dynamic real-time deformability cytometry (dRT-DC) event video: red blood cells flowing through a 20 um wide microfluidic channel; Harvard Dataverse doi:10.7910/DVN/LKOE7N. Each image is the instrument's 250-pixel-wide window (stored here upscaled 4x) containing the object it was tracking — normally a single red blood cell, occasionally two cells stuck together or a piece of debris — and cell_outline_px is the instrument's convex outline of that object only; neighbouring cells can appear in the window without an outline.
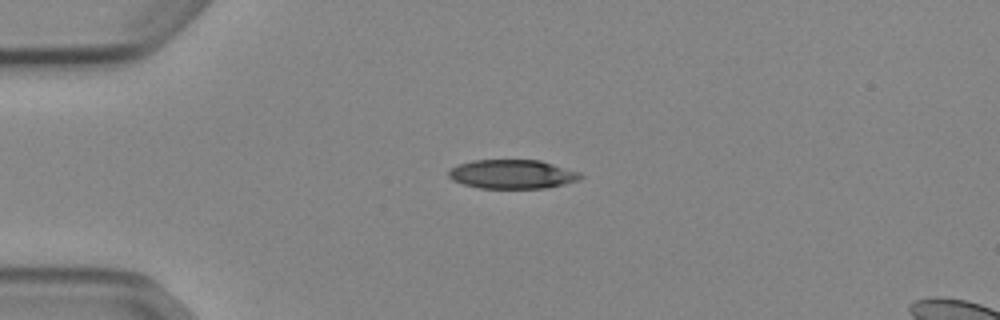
{"species": "Egyptian fruit bat (a non-hibernating species)", "species_latin": "Rousettus aegyptiacus", "temperature_condition": "cold", "stored_images_in_passage": 40, "camera_frame_rate_fps": 3000, "um_per_image_px": 0.085, "animal": {"sex": "female"}, "frame": {"image": 1, "passage_image": 1, "time_ms": 0.0, "image_size_px": [1000, 320], "cell_outline_px": [[584, 176], [580, 180], [564, 184], [544, 188], [480, 188], [464, 184], [452, 180], [448, 176], [448, 172], [456, 164], [472, 160], [540, 160], [580, 172]], "centroid_in_image_um": [43.55, 14.8], "position_along_channel_um": 41.5, "area_um2": 22.37}}
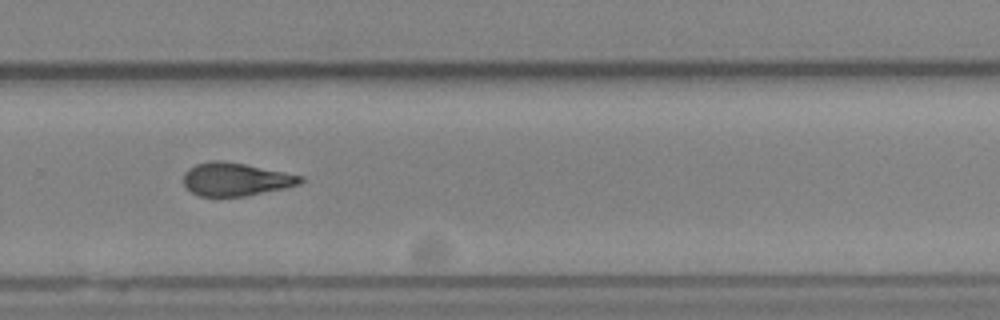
{"frame": {"image": 2, "passage_image": 24, "time_ms": 7.667, "image_size_px": [1000, 320], "cell_outline_px": [[304, 180], [300, 184], [284, 188], [244, 196], [200, 196], [192, 192], [184, 184], [184, 172], [188, 168], [196, 164], [212, 160], [220, 160], [244, 164], [304, 176]], "centroid_in_image_um": [20.03, 15.23], "position_along_channel_um": 309.8, "area_um2": 22.37}}
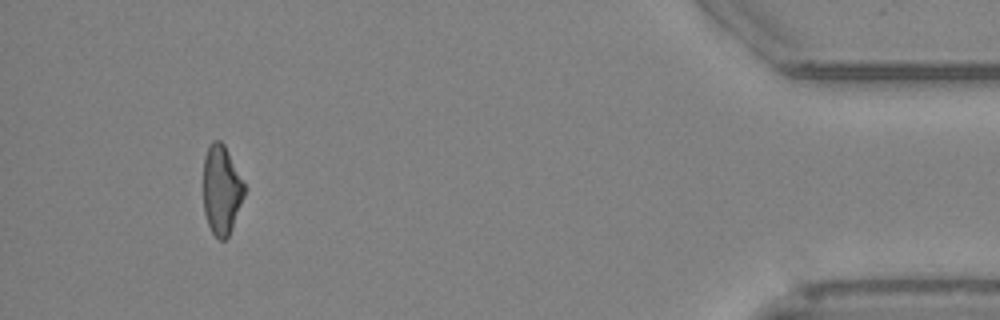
{"frame": {"image": 3, "passage_image": 37, "time_ms": 12.0, "image_size_px": [1000, 320], "cell_outline_px": [[244, 196], [228, 236], [224, 240], [220, 240], [212, 232], [208, 224], [204, 212], [204, 156], [212, 140], [220, 140], [224, 144], [244, 184]], "centroid_in_image_um": [18.81, 16.13], "position_along_channel_um": 416.4, "area_um2": 20.87}, "authors_computed_cell_mechanics": {"area_um2": 23.2356, "velocity_mm_per_s": 3.9015, "shape_relaxation_time_tau1_ms": 6.1023, "shape_relaxation_time_tau2_ms": 4.1226, "deformation_change_tau1": 0.1777, "deformation_change_tau2": 0.1249}}